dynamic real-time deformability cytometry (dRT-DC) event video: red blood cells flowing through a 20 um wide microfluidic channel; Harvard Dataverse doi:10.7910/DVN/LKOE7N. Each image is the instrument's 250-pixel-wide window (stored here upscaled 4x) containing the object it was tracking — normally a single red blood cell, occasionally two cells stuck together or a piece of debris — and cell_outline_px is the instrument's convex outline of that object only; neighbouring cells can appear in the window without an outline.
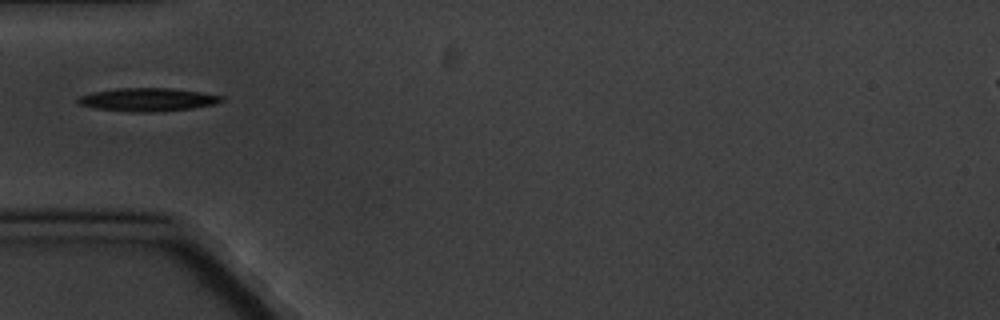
{"species": "common noctule bat (a hibernating species)", "species_latin": "Nyctalus noctula", "temperature_condition": "cold", "stored_images_in_passage": 8, "camera_frame_rate_fps": 3000, "um_per_image_px": 0.085, "animal": {"sex": "male", "body_mass_g": 20.1, "forearm_length_mm": 53.5}, "frame": {"image": 1, "passage_image": 3, "time_ms": 3.333, "image_size_px": [1000, 320], "cell_outline_px": [[224, 100], [216, 104], [192, 108], [152, 112], [132, 112], [96, 108], [76, 104], [76, 100], [80, 96], [92, 92], [116, 88], [172, 88], [200, 92], [224, 96]], "centroid_in_image_um": [12.55, 8.46], "position_along_channel_um": 72.5, "area_um2": 19.48}}
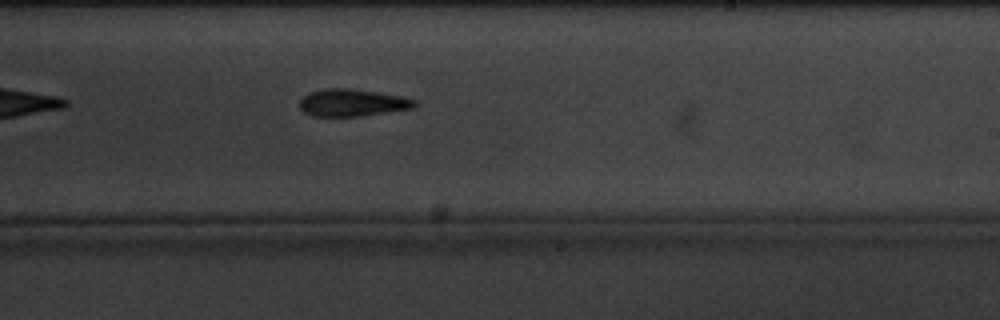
{"frame": {"image": 2, "passage_image": 8, "time_ms": 9.0, "image_size_px": [1000, 320], "cell_outline_px": [[416, 104], [412, 108], [360, 116], [312, 116], [304, 112], [300, 108], [300, 100], [308, 92], [324, 88], [348, 88], [376, 92], [400, 96], [416, 100]], "centroid_in_image_um": [29.89, 8.72], "position_along_channel_um": 259.1, "area_um2": 18.09}}